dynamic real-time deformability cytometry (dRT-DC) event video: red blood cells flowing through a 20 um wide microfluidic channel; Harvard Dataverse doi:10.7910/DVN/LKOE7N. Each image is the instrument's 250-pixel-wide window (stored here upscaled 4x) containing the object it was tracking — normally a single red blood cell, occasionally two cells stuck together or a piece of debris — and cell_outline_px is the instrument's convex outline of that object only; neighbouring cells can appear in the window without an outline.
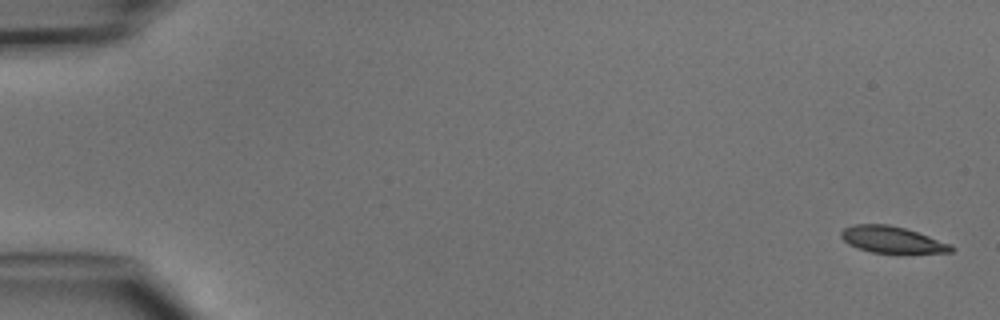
{"species": "common noctule bat (a hibernating species)", "species_latin": "Nyctalus noctula", "temperature_condition": "cold", "stored_images_in_passage": 5, "camera_frame_rate_fps": 3000, "um_per_image_px": 0.085, "animal": {"sex": "male", "body_mass_g": 15.6}, "frame": {"image": 1, "passage_image": 1, "time_ms": 0.0, "image_size_px": [1000, 320], "cell_outline_px": [[956, 248], [952, 252], [872, 252], [848, 244], [840, 236], [840, 232], [844, 228], [852, 224], [888, 224], [904, 228], [952, 244]], "centroid_in_image_um": [75.8, 20.35], "position_along_channel_um": 9.2, "area_um2": 16.7}}
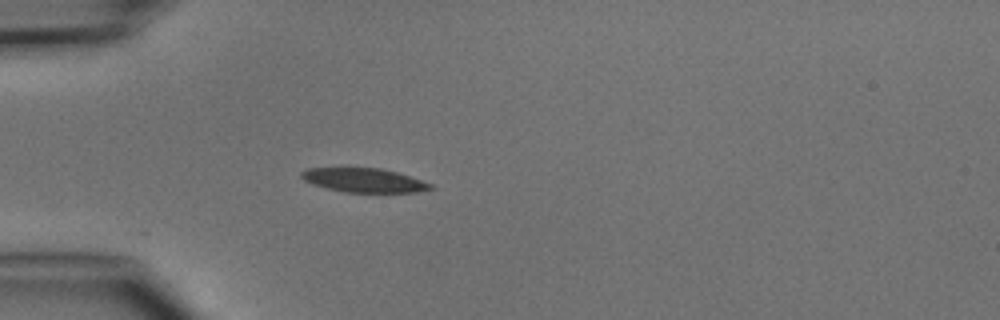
{"frame": {"image": 2, "passage_image": 5, "time_ms": 4.333, "image_size_px": [1000, 320], "cell_outline_px": [[436, 188], [416, 192], [344, 192], [312, 184], [304, 180], [300, 176], [300, 172], [308, 168], [384, 168], [432, 184]], "centroid_in_image_um": [30.93, 15.32], "position_along_channel_um": 54.1, "area_um2": 17.98}}